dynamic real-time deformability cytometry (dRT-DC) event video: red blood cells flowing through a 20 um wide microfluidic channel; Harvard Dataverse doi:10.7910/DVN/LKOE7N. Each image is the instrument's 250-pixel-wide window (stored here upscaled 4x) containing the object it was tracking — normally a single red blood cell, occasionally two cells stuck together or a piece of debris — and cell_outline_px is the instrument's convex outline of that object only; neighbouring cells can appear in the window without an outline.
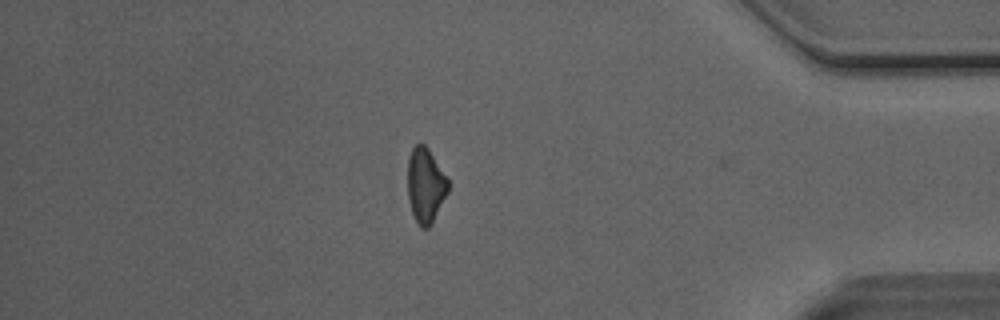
{"species": "Egyptian fruit bat (a non-hibernating species)", "species_latin": "Rousettus aegyptiacus", "temperature_condition": "room temperature", "stored_images_in_passage": 30, "camera_frame_rate_fps": 3000, "um_per_image_px": 0.085, "animal": {"sex": "male"}, "frame": {"image": 1, "passage_image": 29, "time_ms": 9.333, "image_size_px": [1000, 320], "cell_outline_px": [[448, 192], [432, 224], [428, 228], [420, 228], [412, 212], [408, 200], [408, 156], [412, 148], [416, 144], [424, 144], [428, 148], [448, 180]], "centroid_in_image_um": [36.15, 15.77], "position_along_channel_um": 399.0, "area_um2": 17.57}}